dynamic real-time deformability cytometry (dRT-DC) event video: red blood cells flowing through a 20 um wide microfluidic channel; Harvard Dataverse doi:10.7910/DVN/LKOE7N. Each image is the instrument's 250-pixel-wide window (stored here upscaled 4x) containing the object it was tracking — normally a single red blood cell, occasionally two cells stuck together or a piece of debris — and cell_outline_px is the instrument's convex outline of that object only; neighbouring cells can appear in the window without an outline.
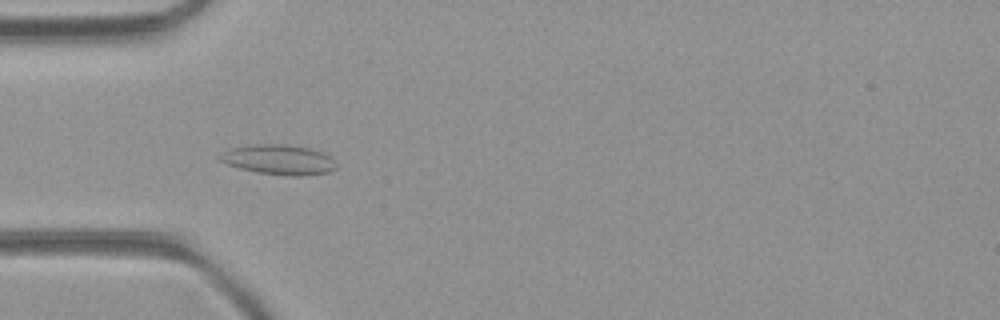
{"species": "common noctule bat (a hibernating species)", "species_latin": "Nyctalus noctula", "temperature_condition": "room temperature", "stored_images_in_passage": 7, "camera_frame_rate_fps": 3000, "um_per_image_px": 0.085, "animal": {"sex": "female", "body_mass_g": 21.9}, "frame": {"image": 1, "passage_image": 4, "time_ms": 1.0, "image_size_px": [1000, 320], "cell_outline_px": [[336, 168], [328, 172], [300, 176], [292, 176], [256, 172], [240, 168], [216, 160], [216, 156], [228, 148], [248, 144], [284, 144], [308, 148], [320, 152], [336, 160]], "centroid_in_image_um": [23.62, 13.56], "position_along_channel_um": 61.4, "area_um2": 20.46}}